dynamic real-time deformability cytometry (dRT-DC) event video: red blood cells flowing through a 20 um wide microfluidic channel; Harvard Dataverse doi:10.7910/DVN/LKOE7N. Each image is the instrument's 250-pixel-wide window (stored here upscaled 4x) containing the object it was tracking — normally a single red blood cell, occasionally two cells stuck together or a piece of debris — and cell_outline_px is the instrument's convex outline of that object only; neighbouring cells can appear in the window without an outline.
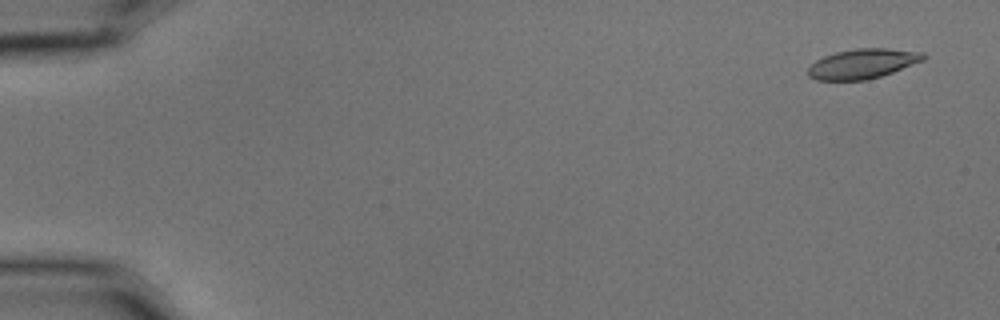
{"species": "common noctule bat (a hibernating species)", "species_latin": "Nyctalus noctula", "temperature_condition": "cold", "stored_images_in_passage": 5, "camera_frame_rate_fps": 3000, "um_per_image_px": 0.085, "animal": {"sex": "male", "body_mass_g": 15.6}, "frame": {"image": 1, "passage_image": 1, "time_ms": 0.0, "image_size_px": [1000, 320], "cell_outline_px": [[928, 56], [924, 60], [892, 72], [880, 76], [864, 80], [816, 80], [808, 76], [808, 68], [816, 60], [824, 56], [836, 52], [856, 48], [888, 48], [924, 52]], "centroid_in_image_um": [73.34, 5.4], "position_along_channel_um": 11.7, "area_um2": 20.0}}
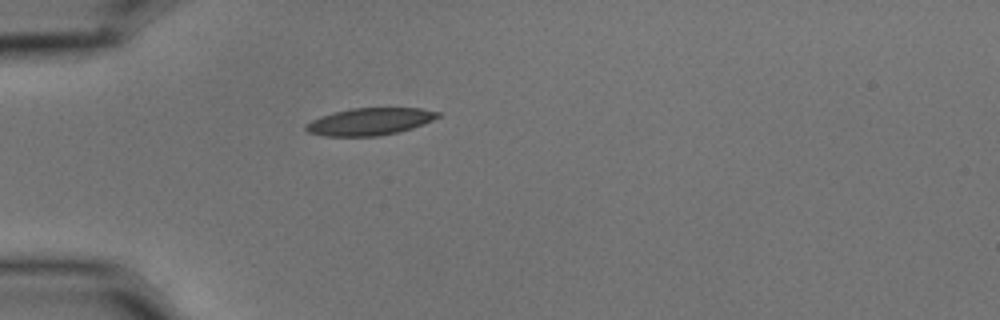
{"frame": {"image": 2, "passage_image": 5, "time_ms": 1.333, "image_size_px": [1000, 320], "cell_outline_px": [[440, 116], [432, 120], [412, 128], [400, 132], [380, 136], [324, 136], [308, 132], [304, 128], [304, 124], [320, 116], [352, 108], [420, 108], [440, 112]], "centroid_in_image_um": [31.42, 10.34], "position_along_channel_um": 53.6, "area_um2": 20.92}}